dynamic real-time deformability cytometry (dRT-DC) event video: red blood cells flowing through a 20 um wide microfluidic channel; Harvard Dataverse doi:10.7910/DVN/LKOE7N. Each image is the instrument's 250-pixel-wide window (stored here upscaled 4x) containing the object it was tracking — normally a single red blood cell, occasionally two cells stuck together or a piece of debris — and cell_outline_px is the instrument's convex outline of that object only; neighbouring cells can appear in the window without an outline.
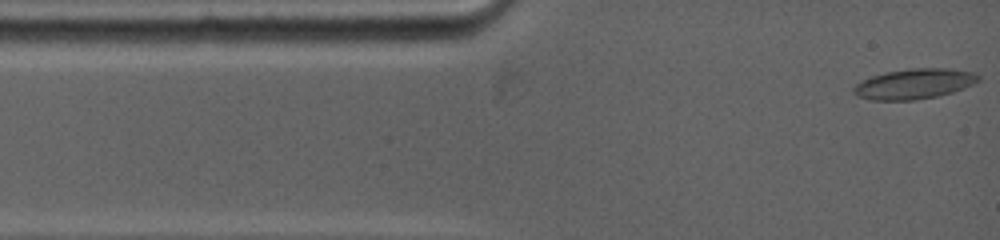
{"species": "common noctule bat (a hibernating species)", "species_latin": "Nyctalus noctula", "temperature_condition": "warm", "stored_images_in_passage": 47, "camera_frame_rate_fps": 5000, "um_per_image_px": 0.085, "animal": {"sex": "female", "body_mass_g": 19.0, "forearm_length_mm": 53.3}, "frame": {"image": 1, "passage_image": 1, "time_ms": 0.0, "image_size_px": [1000, 240], "cell_outline_px": [[980, 80], [964, 88], [952, 92], [936, 96], [912, 100], [872, 100], [860, 96], [852, 92], [852, 88], [856, 84], [872, 76], [888, 72], [912, 68], [948, 68], [972, 72], [980, 76]], "centroid_in_image_um": [77.72, 7.12], "position_along_channel_um": 7.3, "area_um2": 21.68}}
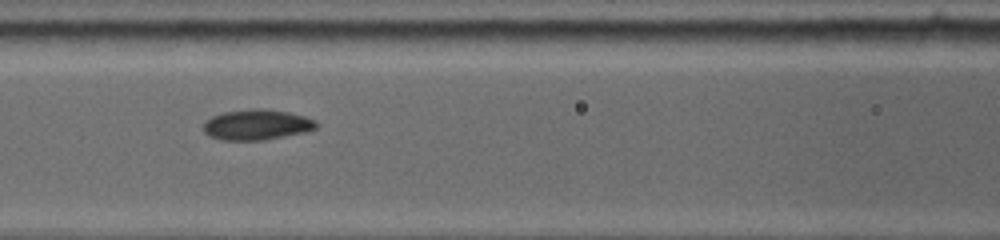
{"frame": {"image": 2, "passage_image": 21, "time_ms": 4.8, "image_size_px": [1000, 240], "cell_outline_px": [[316, 128], [308, 132], [264, 140], [220, 140], [208, 136], [204, 132], [204, 124], [212, 116], [224, 112], [252, 108], [264, 108], [288, 112], [304, 116], [316, 120]], "centroid_in_image_um": [21.84, 10.6], "position_along_channel_um": 144.8, "area_um2": 20.17}}
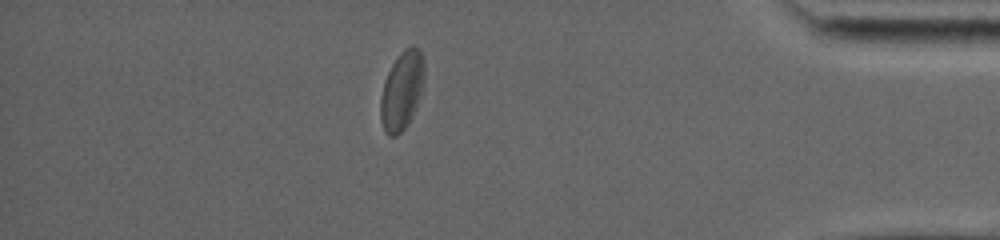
{"frame": {"image": 3, "passage_image": 40, "time_ms": 12.6, "image_size_px": [1000, 240], "cell_outline_px": [[424, 88], [412, 116], [408, 124], [396, 136], [388, 136], [384, 132], [380, 120], [380, 96], [384, 80], [392, 64], [400, 52], [404, 48], [416, 48], [420, 52], [424, 60]], "centroid_in_image_um": [34.15, 7.74], "position_along_channel_um": 401.1, "area_um2": 20.23}, "authors_computed_cell_mechanics": {"area_um2": 20.0566, "velocity_mm_per_s": 3.8237, "shape_relaxation_time_tau1_ms": 9.2976, "shape_relaxation_time_tau2_ms": 1.8632, "deformation_change_tau1": 0.1738, "deformation_change_tau2": 0.0438}}